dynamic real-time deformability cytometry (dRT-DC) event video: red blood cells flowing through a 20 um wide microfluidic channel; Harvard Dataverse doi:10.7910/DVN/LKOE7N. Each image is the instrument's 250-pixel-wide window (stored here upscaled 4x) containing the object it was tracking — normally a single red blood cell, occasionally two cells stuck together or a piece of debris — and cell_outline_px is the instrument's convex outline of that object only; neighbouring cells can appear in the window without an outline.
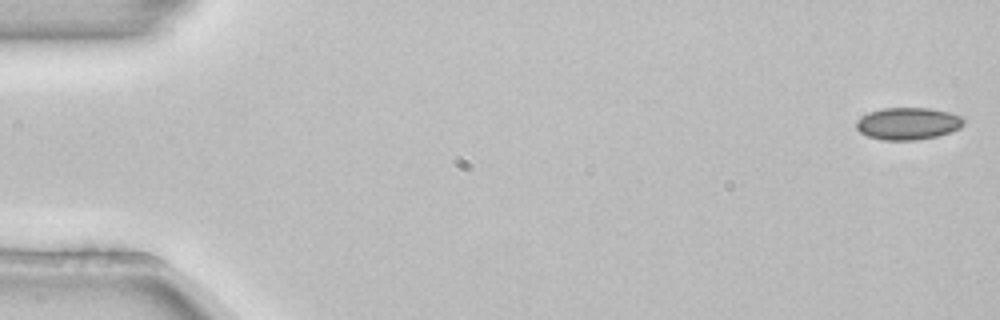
{"species": "common noctule bat (a hibernating species)", "species_latin": "Nyctalus noctula", "temperature_condition": "room temperature", "stored_images_in_passage": 5, "camera_frame_rate_fps": 3000, "um_per_image_px": 0.085, "animal": {"sex": "female", "body_mass_g": 22.7, "forearm_length_mm": 54.2}, "frame": {"image": 1, "passage_image": 1, "time_ms": 0.0, "image_size_px": [1000, 320], "cell_outline_px": [[964, 124], [960, 128], [936, 136], [916, 140], [880, 140], [868, 136], [860, 132], [856, 128], [856, 120], [868, 112], [884, 108], [932, 108], [948, 112], [960, 116], [964, 120]], "centroid_in_image_um": [77.15, 10.5], "position_along_channel_um": 7.9, "area_um2": 20.11}}
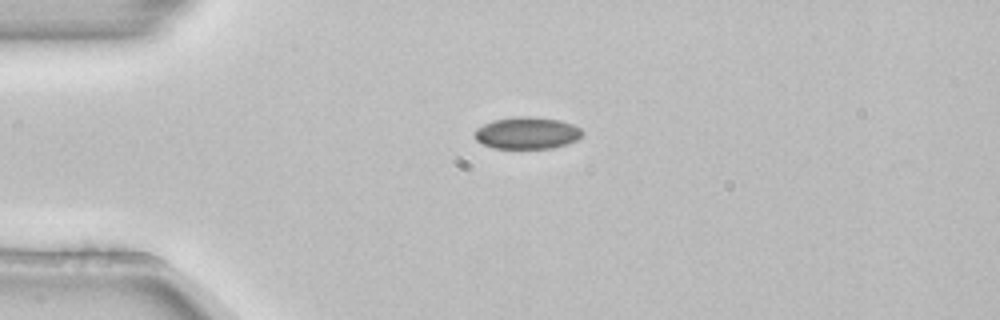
{"frame": {"image": 2, "passage_image": 4, "time_ms": 1.0, "image_size_px": [1000, 320], "cell_outline_px": [[584, 132], [576, 140], [568, 144], [552, 148], [492, 148], [480, 144], [476, 140], [472, 132], [476, 128], [492, 120], [520, 116], [528, 116], [560, 120], [572, 124], [580, 128]], "centroid_in_image_um": [44.75, 11.31], "position_along_channel_um": 40.2, "area_um2": 20.23}}
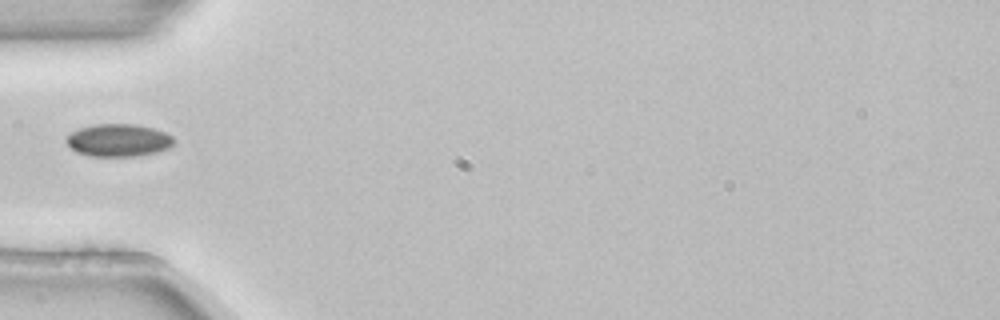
{"frame": {"image": 3, "passage_image": 5, "time_ms": 1.333, "image_size_px": [1000, 320], "cell_outline_px": [[176, 140], [168, 148], [156, 152], [136, 156], [92, 156], [76, 152], [64, 140], [72, 132], [80, 128], [92, 124], [136, 124], [152, 128], [164, 132], [172, 136]], "centroid_in_image_um": [10.07, 11.92], "position_along_channel_um": 74.9, "area_um2": 20.35}}